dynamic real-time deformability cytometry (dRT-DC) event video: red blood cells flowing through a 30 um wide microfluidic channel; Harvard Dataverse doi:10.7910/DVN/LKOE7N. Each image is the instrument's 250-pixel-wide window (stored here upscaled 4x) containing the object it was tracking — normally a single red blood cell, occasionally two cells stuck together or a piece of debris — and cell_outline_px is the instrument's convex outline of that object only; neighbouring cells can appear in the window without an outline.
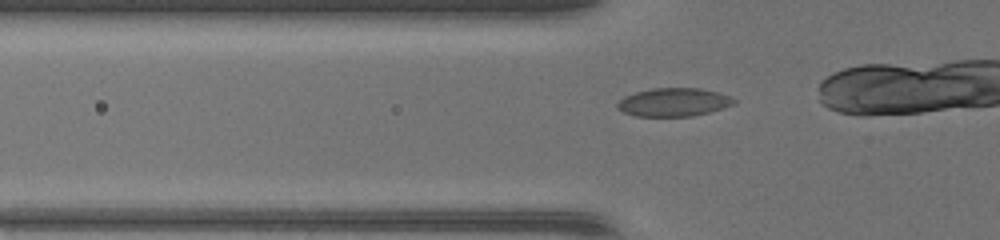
{"species": "common noctule bat (a hibernating species)", "species_latin": "Nyctalus noctula", "temperature_condition": "warm", "stored_images_in_passage": 31, "camera_frame_rate_fps": 3000, "um_per_image_px": 0.085, "animal": {"sex": "female", "body_mass_g": 17.0, "forearm_length_mm": 48.0}, "frame": {"image": 1, "passage_image": 9, "time_ms": 2.667, "image_size_px": [1000, 240], "cell_outline_px": [[736, 104], [724, 108], [692, 116], [636, 116], [624, 112], [616, 108], [616, 104], [624, 96], [636, 92], [652, 88], [700, 88], [716, 92], [728, 96], [736, 100]], "centroid_in_image_um": [57.25, 8.69], "position_along_channel_um": 68.5, "area_um2": 19.19}}
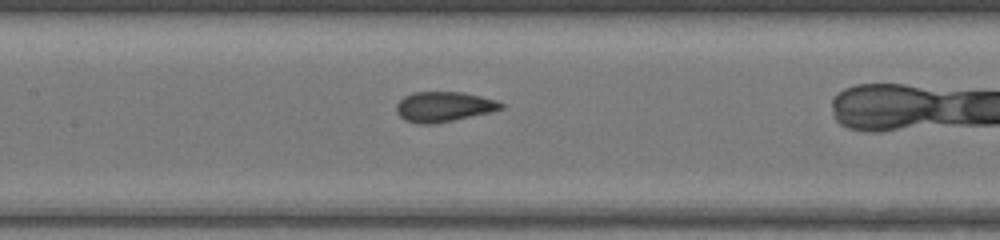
{"frame": {"image": 2, "passage_image": 16, "time_ms": 5.0, "image_size_px": [1000, 240], "cell_outline_px": [[504, 108], [492, 112], [432, 124], [416, 124], [404, 120], [396, 112], [396, 104], [404, 96], [412, 92], [464, 92], [496, 100], [504, 104]], "centroid_in_image_um": [37.7, 9.07], "position_along_channel_um": 169.7, "area_um2": 18.44}}
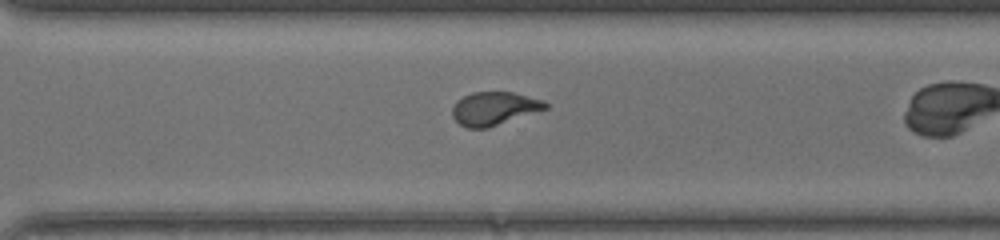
{"frame": {"image": 3, "passage_image": 27, "time_ms": 8.667, "image_size_px": [1000, 240], "cell_outline_px": [[548, 108], [488, 128], [468, 128], [460, 124], [452, 116], [452, 108], [456, 100], [472, 92], [512, 92], [544, 100], [548, 104]], "centroid_in_image_um": [42.0, 9.22], "position_along_channel_um": 328.6, "area_um2": 18.03}}